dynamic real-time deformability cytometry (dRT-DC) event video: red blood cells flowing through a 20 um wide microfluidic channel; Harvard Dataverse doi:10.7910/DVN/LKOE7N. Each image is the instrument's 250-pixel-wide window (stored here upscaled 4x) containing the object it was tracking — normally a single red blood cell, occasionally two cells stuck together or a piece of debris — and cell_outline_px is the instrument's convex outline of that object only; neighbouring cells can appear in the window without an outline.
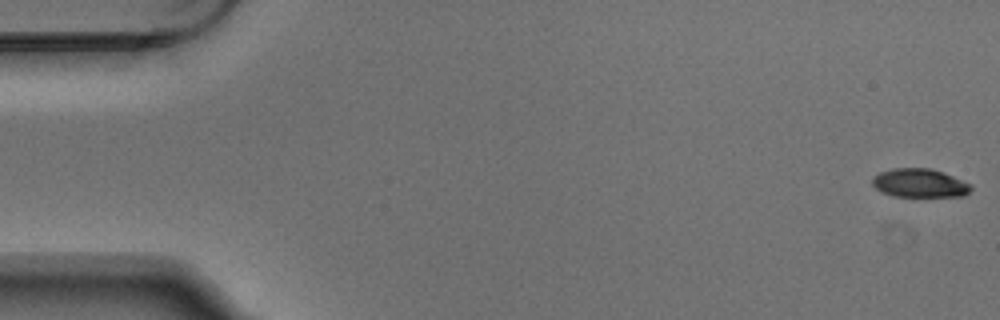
{"species": "Egyptian fruit bat (a non-hibernating species)", "species_latin": "Rousettus aegyptiacus", "temperature_condition": "warm", "stored_images_in_passage": 6, "segment_of_instrument_passage": [2, 2], "camera_frame_rate_fps": 3000, "um_per_image_px": 0.085, "animal": {"sex": "male"}, "frame": {"image": 1, "passage_image": 6, "time_ms": 1.667, "image_size_px": [1000, 320], "cell_outline_px": [[972, 188], [964, 196], [896, 196], [880, 192], [872, 184], [872, 176], [880, 172], [892, 168], [932, 168], [944, 172], [972, 184]], "centroid_in_image_um": [78.17, 15.55], "position_along_channel_um": 6.8, "area_um2": 16.59}}